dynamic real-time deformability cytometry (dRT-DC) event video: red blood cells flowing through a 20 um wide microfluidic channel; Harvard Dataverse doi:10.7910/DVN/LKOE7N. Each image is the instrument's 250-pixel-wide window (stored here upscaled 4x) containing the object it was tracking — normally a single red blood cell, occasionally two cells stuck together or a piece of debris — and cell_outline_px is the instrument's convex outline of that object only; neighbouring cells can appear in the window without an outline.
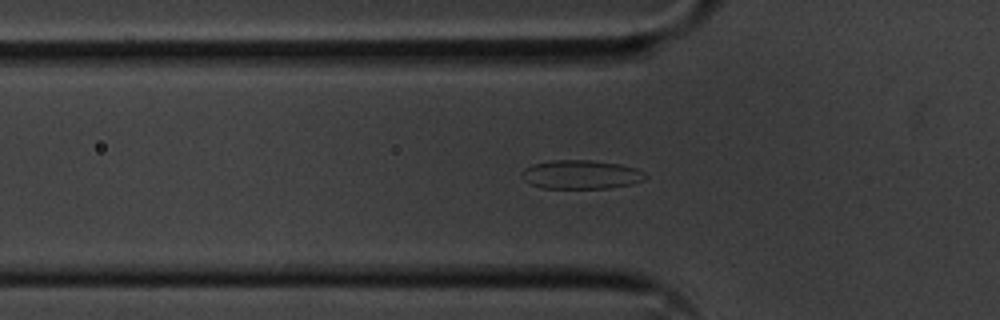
{"species": "common noctule bat (a hibernating species)", "species_latin": "Nyctalus noctula", "temperature_condition": "cold", "stored_images_in_passage": 46, "camera_frame_rate_fps": 3000, "um_per_image_px": 0.085, "animal": {"sex": "male", "body_mass_g": 20.1, "forearm_length_mm": 53.5}, "frame": {"image": 1, "passage_image": 8, "time_ms": 2.333, "image_size_px": [1000, 320], "cell_outline_px": [[648, 176], [644, 180], [632, 184], [608, 188], [540, 188], [524, 180], [520, 176], [520, 172], [524, 168], [532, 164], [552, 160], [592, 160], [620, 164], [636, 168], [644, 172]], "centroid_in_image_um": [49.37, 14.83], "position_along_channel_um": 76.4, "area_um2": 20.98}}
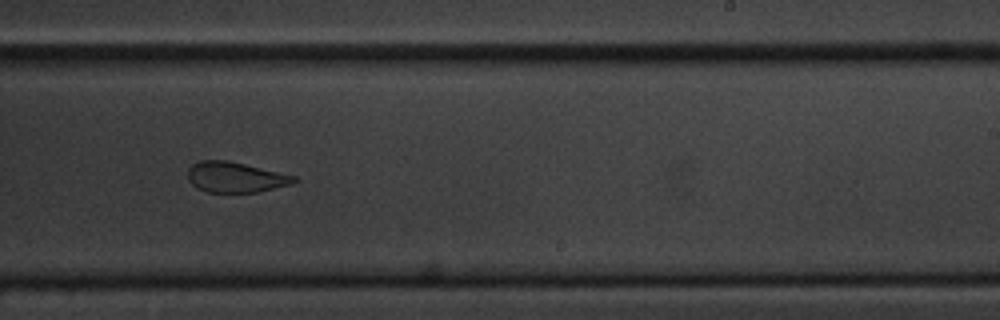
{"frame": {"image": 2, "passage_image": 24, "time_ms": 7.667, "image_size_px": [1000, 320], "cell_outline_px": [[296, 180], [292, 184], [256, 192], [208, 192], [196, 188], [188, 180], [188, 168], [192, 164], [200, 160], [228, 160], [296, 176]], "centroid_in_image_um": [19.97, 15.05], "position_along_channel_um": 269.0, "area_um2": 18.79}}
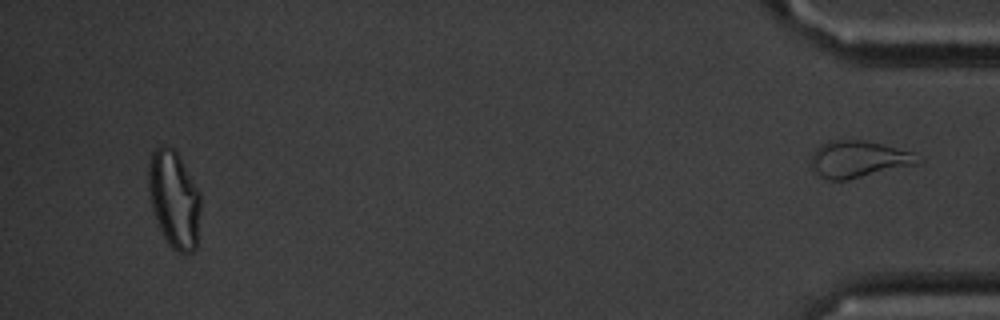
{"frame": {"image": 3, "passage_image": 43, "time_ms": 14.0, "image_size_px": [1000, 320], "cell_outline_px": [[200, 212], [196, 248], [192, 252], [176, 252], [168, 244], [160, 232], [152, 212], [148, 188], [148, 164], [152, 152], [160, 144], [164, 144], [172, 148], [176, 152], [200, 192]], "centroid_in_image_um": [14.77, 16.95], "position_along_channel_um": 420.4, "area_um2": 29.82}, "authors_computed_cell_mechanics": {"area_um2": 20.9814, "velocity_mm_per_s": 3.5958, "shape_relaxation_time_tau1_ms": 5.331, "shape_relaxation_time_tau2_ms": 1.6125, "deformation_change_tau1": 0.1102, "deformation_change_tau2": 0.079}}